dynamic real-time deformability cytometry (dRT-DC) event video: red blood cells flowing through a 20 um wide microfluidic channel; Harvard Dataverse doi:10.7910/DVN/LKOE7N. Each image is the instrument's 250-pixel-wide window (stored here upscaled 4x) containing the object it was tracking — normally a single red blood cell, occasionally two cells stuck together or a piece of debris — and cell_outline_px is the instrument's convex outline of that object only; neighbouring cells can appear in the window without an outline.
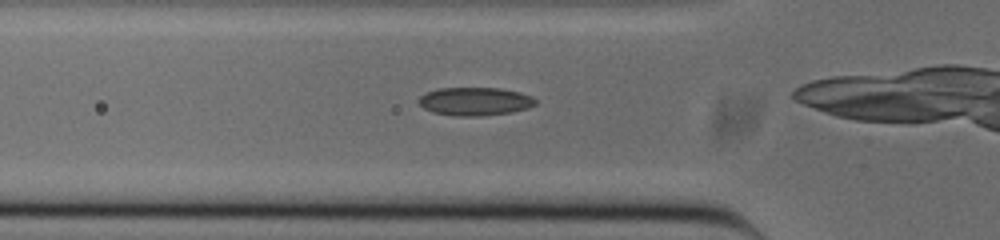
{"species": "common noctule bat (a hibernating species)", "species_latin": "Nyctalus noctula", "temperature_condition": "cold", "stored_images_in_passage": 32, "camera_frame_rate_fps": 3000, "um_per_image_px": 0.085, "animal": {"sex": "male", "body_mass_g": 20.0, "forearm_length_mm": 53.3}, "frame": {"image": 1, "passage_image": 8, "time_ms": 2.333, "image_size_px": [1000, 240], "cell_outline_px": [[536, 104], [528, 108], [512, 112], [480, 116], [452, 116], [432, 112], [424, 108], [416, 100], [424, 92], [440, 88], [500, 88], [520, 92], [532, 96], [536, 100]], "centroid_in_image_um": [40.35, 8.62], "position_along_channel_um": 85.5, "area_um2": 19.42}}
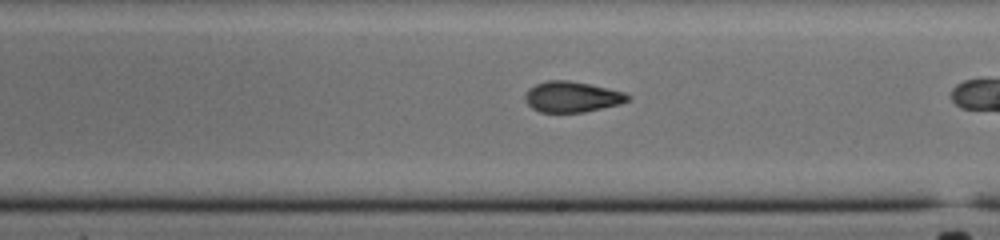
{"frame": {"image": 2, "passage_image": 20, "time_ms": 6.333, "image_size_px": [1000, 240], "cell_outline_px": [[632, 96], [628, 100], [620, 104], [584, 112], [540, 112], [532, 108], [524, 100], [524, 96], [528, 88], [536, 84], [548, 80], [568, 80], [608, 88], [624, 92]], "centroid_in_image_um": [48.6, 8.23], "position_along_channel_um": 240.4, "area_um2": 18.38}}
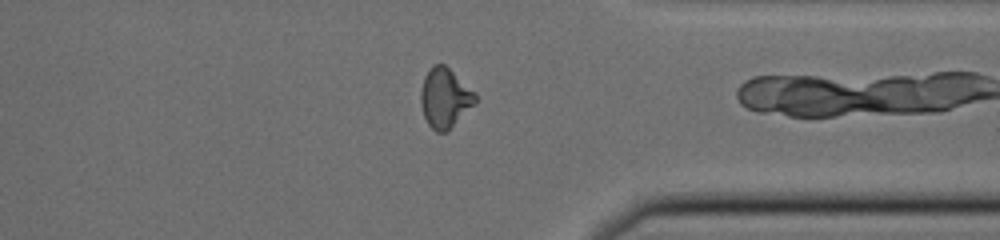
{"frame": {"image": 3, "passage_image": 31, "time_ms": 10.0, "image_size_px": [1000, 240], "cell_outline_px": [[476, 104], [448, 132], [436, 132], [428, 124], [424, 116], [420, 100], [420, 92], [424, 76], [432, 64], [444, 64], [476, 92]], "centroid_in_image_um": [37.83, 8.34], "position_along_channel_um": 373.6, "area_um2": 19.25}}